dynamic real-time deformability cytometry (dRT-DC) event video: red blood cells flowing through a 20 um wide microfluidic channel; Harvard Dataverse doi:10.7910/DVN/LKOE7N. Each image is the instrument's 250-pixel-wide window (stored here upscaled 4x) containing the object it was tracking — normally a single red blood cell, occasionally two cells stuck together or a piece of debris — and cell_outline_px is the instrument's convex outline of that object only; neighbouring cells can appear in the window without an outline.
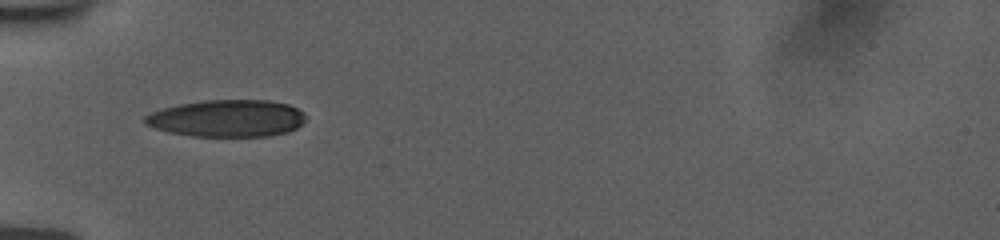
{"species": "human", "species_latin": "Homo sapiens", "temperature_condition": "room temperature", "stored_images_in_passage": 37, "camera_frame_rate_fps": 3000, "um_per_image_px": 0.085, "donor": {"sex": "female"}, "frame": {"image": 1, "passage_image": 1, "time_ms": 0.0, "image_size_px": [1000, 240], "cell_outline_px": [[304, 120], [296, 128], [288, 132], [268, 136], [192, 136], [168, 132], [144, 124], [144, 116], [160, 108], [176, 104], [204, 100], [268, 100], [288, 104], [304, 112]], "centroid_in_image_um": [19.26, 10.05], "position_along_channel_um": 65.7, "area_um2": 34.85}}
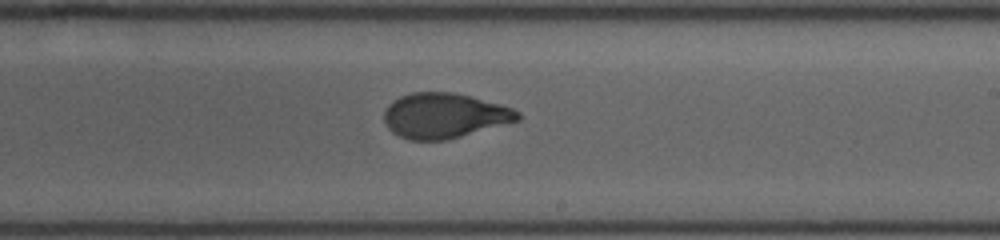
{"frame": {"image": 2, "passage_image": 16, "time_ms": 5.0, "image_size_px": [1000, 240], "cell_outline_px": [[520, 120], [460, 136], [444, 140], [408, 140], [392, 132], [388, 128], [384, 120], [384, 112], [388, 104], [392, 100], [400, 96], [412, 92], [452, 92], [472, 96], [500, 104], [512, 108], [520, 112]], "centroid_in_image_um": [37.75, 9.82], "position_along_channel_um": 251.3, "area_um2": 35.08}}
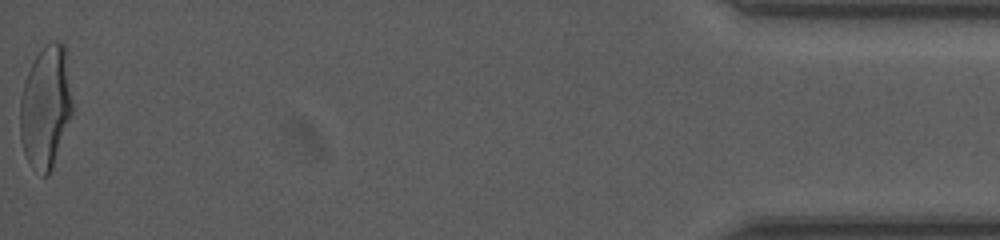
{"frame": {"image": 3, "passage_image": 37, "time_ms": 12.0, "image_size_px": [1000, 240], "cell_outline_px": [[72, 112], [52, 168], [48, 176], [40, 176], [28, 160], [24, 152], [20, 140], [20, 96], [28, 72], [36, 56], [52, 40], [60, 40], [64, 44], [72, 100]], "centroid_in_image_um": [3.87, 9.11], "position_along_channel_um": 431.3, "area_um2": 36.88}, "authors_computed_cell_mechanics": {"area_um2": 35.7204, "velocity_mm_per_s": 3.7885, "shape_relaxation_time_tau1_ms": 4.2797, "shape_relaxation_time_tau2_ms": 0.7973, "deformation_change_tau1": 0.198, "deformation_change_tau2": 0.0627}}